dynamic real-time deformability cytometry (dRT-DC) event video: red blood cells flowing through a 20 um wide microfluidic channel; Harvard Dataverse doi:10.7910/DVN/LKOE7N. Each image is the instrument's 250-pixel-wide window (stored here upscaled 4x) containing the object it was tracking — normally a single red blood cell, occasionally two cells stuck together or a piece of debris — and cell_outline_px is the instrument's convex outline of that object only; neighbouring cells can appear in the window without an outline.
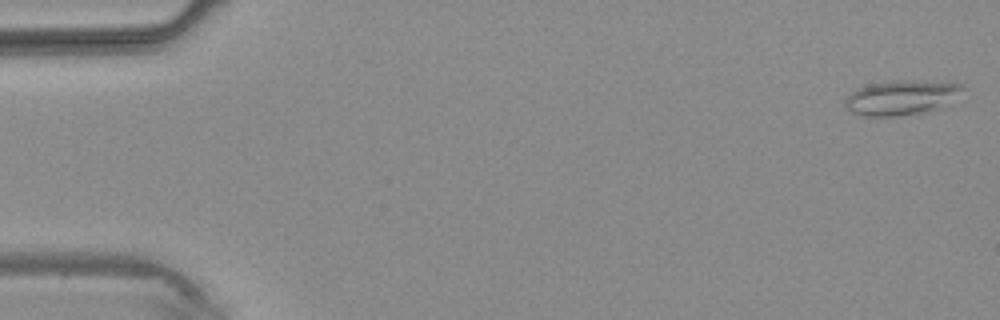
{"species": "common noctule bat (a hibernating species)", "species_latin": "Nyctalus noctula", "temperature_condition": "warm", "stored_images_in_passage": 4, "camera_frame_rate_fps": 3000, "um_per_image_px": 0.085, "animal": {"sex": "male", "body_mass_g": 20.4}, "frame": {"image": 1, "passage_image": 1, "time_ms": 0.0, "image_size_px": [1000, 320], "cell_outline_px": [[964, 88], [932, 112], [892, 116], [864, 116], [852, 112], [844, 104], [848, 96], [856, 88], [872, 84], [896, 80], [944, 80], [964, 84]], "centroid_in_image_um": [76.62, 8.27], "position_along_channel_um": 8.4, "area_um2": 23.7}}